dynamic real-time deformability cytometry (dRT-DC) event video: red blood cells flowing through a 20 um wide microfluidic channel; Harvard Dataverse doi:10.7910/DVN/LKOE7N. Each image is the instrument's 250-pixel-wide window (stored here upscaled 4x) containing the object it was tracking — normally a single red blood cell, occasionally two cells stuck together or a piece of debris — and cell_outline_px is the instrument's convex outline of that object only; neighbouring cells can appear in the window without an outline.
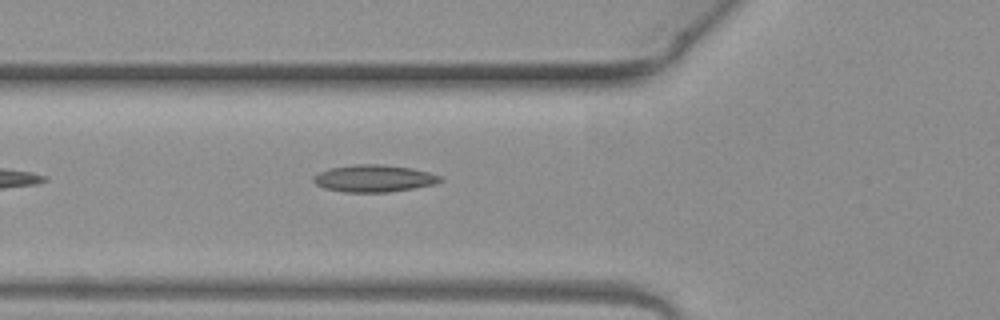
{"species": "common noctule bat (a hibernating species)", "species_latin": "Nyctalus noctula", "temperature_condition": "warm", "stored_images_in_passage": 3, "camera_frame_rate_fps": 3000, "um_per_image_px": 0.085, "animal": {"sex": "female", "body_mass_g": 19.3, "forearm_length_mm": 54.1}, "frame": {"image": 1, "passage_image": 3, "time_ms": 0.667, "image_size_px": [1000, 320], "cell_outline_px": [[444, 180], [436, 184], [388, 192], [344, 192], [324, 188], [316, 184], [312, 180], [312, 176], [320, 172], [332, 168], [356, 164], [380, 164], [412, 168], [428, 172], [440, 176]], "centroid_in_image_um": [31.79, 15.17], "position_along_channel_um": 94.0, "area_um2": 19.94}}